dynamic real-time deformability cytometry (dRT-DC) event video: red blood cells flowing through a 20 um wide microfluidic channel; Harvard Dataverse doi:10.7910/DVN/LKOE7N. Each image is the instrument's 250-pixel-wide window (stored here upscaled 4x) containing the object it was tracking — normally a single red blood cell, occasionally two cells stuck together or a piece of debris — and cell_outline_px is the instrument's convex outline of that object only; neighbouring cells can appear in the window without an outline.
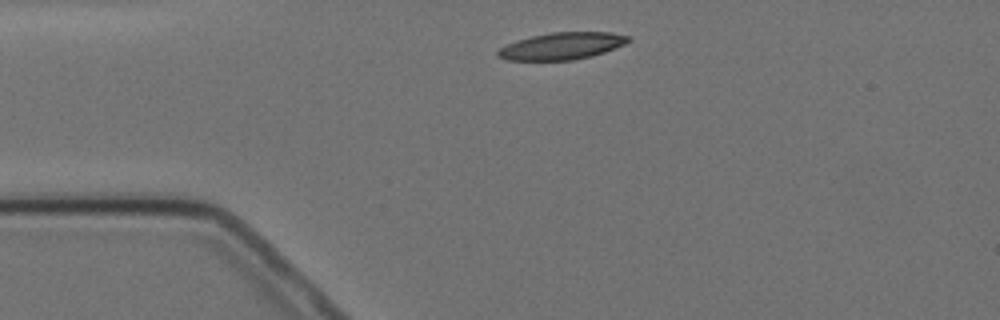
{"species": "Egyptian fruit bat (a non-hibernating species)", "species_latin": "Rousettus aegyptiacus", "temperature_condition": "cold", "stored_images_in_passage": 2, "camera_frame_rate_fps": 3000, "um_per_image_px": 0.085, "animal": {"sex": "female"}, "frame": {"image": 1, "passage_image": 1, "time_ms": 0.0, "image_size_px": [1000, 320], "cell_outline_px": [[632, 40], [624, 44], [604, 52], [592, 56], [572, 60], [508, 60], [496, 56], [496, 52], [500, 48], [516, 40], [532, 36], [552, 32], [612, 32], [628, 36]], "centroid_in_image_um": [47.75, 3.91], "position_along_channel_um": 37.2, "area_um2": 20.46}}